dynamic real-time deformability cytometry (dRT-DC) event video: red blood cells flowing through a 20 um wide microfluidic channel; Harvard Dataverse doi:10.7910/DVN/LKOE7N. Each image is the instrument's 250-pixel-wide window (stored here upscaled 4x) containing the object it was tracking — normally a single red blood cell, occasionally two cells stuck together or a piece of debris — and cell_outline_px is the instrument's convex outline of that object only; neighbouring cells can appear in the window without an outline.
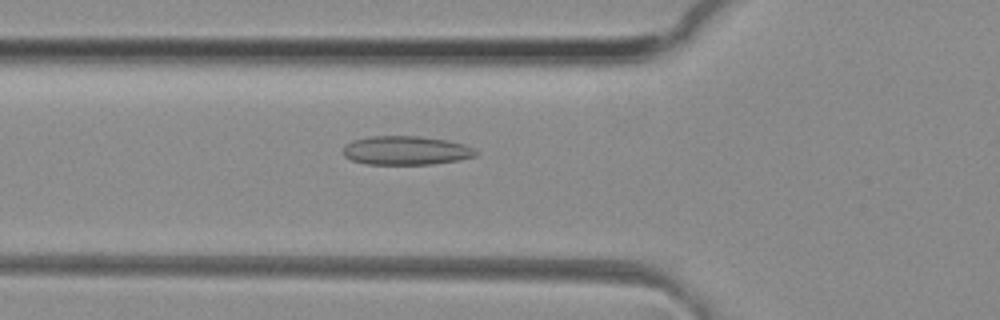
{"species": "common noctule bat (a hibernating species)", "species_latin": "Nyctalus noctula", "temperature_condition": "room temperature", "stored_images_in_passage": 43, "camera_frame_rate_fps": 3000, "um_per_image_px": 0.085, "animal": {"sex": "female", "body_mass_g": 29.2, "forearm_length_mm": 56.3}, "frame": {"image": 1, "passage_image": 11, "time_ms": 3.333, "image_size_px": [1000, 320], "cell_outline_px": [[480, 152], [476, 156], [456, 160], [432, 164], [368, 164], [352, 160], [344, 156], [344, 144], [352, 140], [368, 136], [416, 136], [444, 140], [464, 144]], "centroid_in_image_um": [34.48, 12.78], "position_along_channel_um": 91.3, "area_um2": 22.2}}
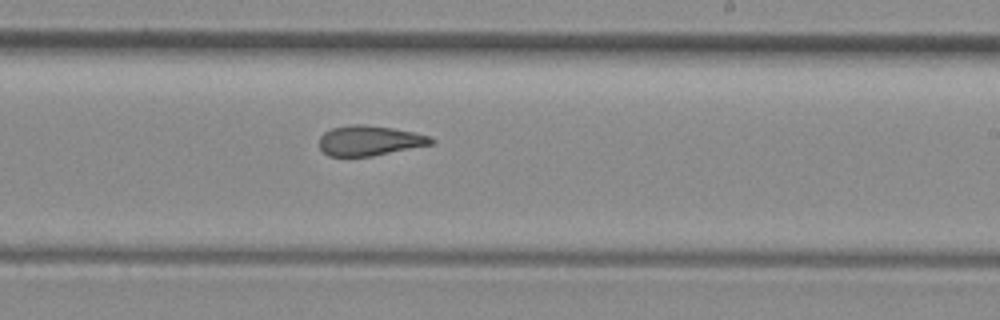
{"frame": {"image": 2, "passage_image": 23, "time_ms": 7.333, "image_size_px": [1000, 320], "cell_outline_px": [[436, 140], [432, 144], [372, 156], [328, 156], [320, 148], [320, 136], [324, 132], [332, 128], [352, 124], [360, 124], [392, 128], [432, 136]], "centroid_in_image_um": [31.42, 11.95], "position_along_channel_um": 257.6, "area_um2": 19.48}}
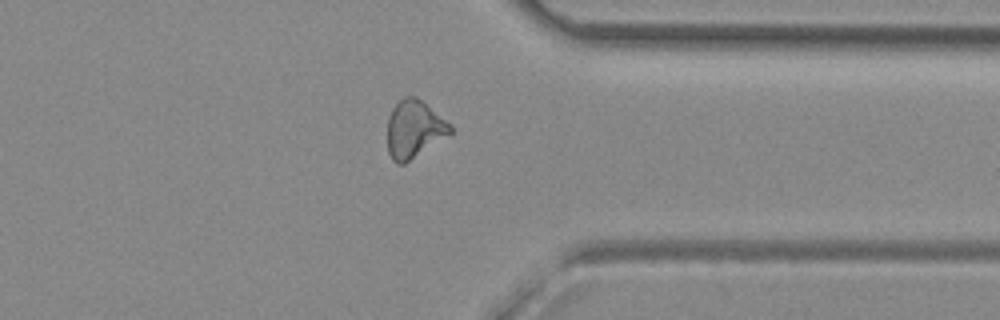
{"frame": {"image": 3, "passage_image": 32, "time_ms": 10.333, "image_size_px": [1000, 320], "cell_outline_px": [[452, 132], [404, 164], [396, 164], [392, 160], [388, 152], [388, 116], [392, 108], [404, 96], [416, 96], [452, 124]], "centroid_in_image_um": [35.19, 10.97], "position_along_channel_um": 376.2, "area_um2": 20.98}, "authors_computed_cell_mechanics": {"area_um2": 20.7502, "velocity_mm_per_s": 4.1555, "shape_relaxation_time_tau1_ms": null, "shape_relaxation_time_tau2_ms": 3.233, "deformation_change_tau1": null, "deformation_change_tau2": 0.0954}}